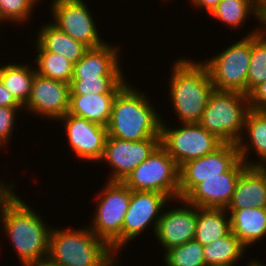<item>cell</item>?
<instances>
[{
    "label": "cell",
    "instance_id": "6da1fadb",
    "mask_svg": "<svg viewBox=\"0 0 266 266\" xmlns=\"http://www.w3.org/2000/svg\"><path fill=\"white\" fill-rule=\"evenodd\" d=\"M25 202L18 196L0 219L2 231L17 252L21 266L47 260L53 227Z\"/></svg>",
    "mask_w": 266,
    "mask_h": 266
},
{
    "label": "cell",
    "instance_id": "7a4b0ae2",
    "mask_svg": "<svg viewBox=\"0 0 266 266\" xmlns=\"http://www.w3.org/2000/svg\"><path fill=\"white\" fill-rule=\"evenodd\" d=\"M129 81L117 92L109 122L108 136L128 141L160 137L162 116L150 98Z\"/></svg>",
    "mask_w": 266,
    "mask_h": 266
},
{
    "label": "cell",
    "instance_id": "3957f363",
    "mask_svg": "<svg viewBox=\"0 0 266 266\" xmlns=\"http://www.w3.org/2000/svg\"><path fill=\"white\" fill-rule=\"evenodd\" d=\"M180 57L172 64L169 97L180 123H199L215 90L202 61Z\"/></svg>",
    "mask_w": 266,
    "mask_h": 266
},
{
    "label": "cell",
    "instance_id": "277c9868",
    "mask_svg": "<svg viewBox=\"0 0 266 266\" xmlns=\"http://www.w3.org/2000/svg\"><path fill=\"white\" fill-rule=\"evenodd\" d=\"M117 256L88 225L51 229L47 260L55 266H118Z\"/></svg>",
    "mask_w": 266,
    "mask_h": 266
},
{
    "label": "cell",
    "instance_id": "5b68a950",
    "mask_svg": "<svg viewBox=\"0 0 266 266\" xmlns=\"http://www.w3.org/2000/svg\"><path fill=\"white\" fill-rule=\"evenodd\" d=\"M104 184L96 194L98 203L88 227L118 255L122 252V226L132 190L121 181Z\"/></svg>",
    "mask_w": 266,
    "mask_h": 266
},
{
    "label": "cell",
    "instance_id": "8992f818",
    "mask_svg": "<svg viewBox=\"0 0 266 266\" xmlns=\"http://www.w3.org/2000/svg\"><path fill=\"white\" fill-rule=\"evenodd\" d=\"M250 110L248 95L214 90L199 124L224 143L237 144Z\"/></svg>",
    "mask_w": 266,
    "mask_h": 266
},
{
    "label": "cell",
    "instance_id": "52a82bcc",
    "mask_svg": "<svg viewBox=\"0 0 266 266\" xmlns=\"http://www.w3.org/2000/svg\"><path fill=\"white\" fill-rule=\"evenodd\" d=\"M260 31H249L244 37L209 59L203 60L216 91L240 92L247 95V77L251 60V35Z\"/></svg>",
    "mask_w": 266,
    "mask_h": 266
},
{
    "label": "cell",
    "instance_id": "ba28073f",
    "mask_svg": "<svg viewBox=\"0 0 266 266\" xmlns=\"http://www.w3.org/2000/svg\"><path fill=\"white\" fill-rule=\"evenodd\" d=\"M122 182L131 190L160 192L170 200L179 198V167L161 145Z\"/></svg>",
    "mask_w": 266,
    "mask_h": 266
},
{
    "label": "cell",
    "instance_id": "9c48e42d",
    "mask_svg": "<svg viewBox=\"0 0 266 266\" xmlns=\"http://www.w3.org/2000/svg\"><path fill=\"white\" fill-rule=\"evenodd\" d=\"M161 121L160 145L180 167L187 161L215 152L224 142L208 132L199 123H180L178 128H169ZM181 125V126H180Z\"/></svg>",
    "mask_w": 266,
    "mask_h": 266
},
{
    "label": "cell",
    "instance_id": "30bf717a",
    "mask_svg": "<svg viewBox=\"0 0 266 266\" xmlns=\"http://www.w3.org/2000/svg\"><path fill=\"white\" fill-rule=\"evenodd\" d=\"M49 8L53 19L51 23L74 40L88 48L105 43L99 36L98 24L92 16L93 13L84 0H51Z\"/></svg>",
    "mask_w": 266,
    "mask_h": 266
},
{
    "label": "cell",
    "instance_id": "8fae6325",
    "mask_svg": "<svg viewBox=\"0 0 266 266\" xmlns=\"http://www.w3.org/2000/svg\"><path fill=\"white\" fill-rule=\"evenodd\" d=\"M172 202L175 203V199L170 200L160 192L132 190L129 208L122 226V249L131 240L140 237L146 228L152 227L155 235L164 207Z\"/></svg>",
    "mask_w": 266,
    "mask_h": 266
},
{
    "label": "cell",
    "instance_id": "7c38bea8",
    "mask_svg": "<svg viewBox=\"0 0 266 266\" xmlns=\"http://www.w3.org/2000/svg\"><path fill=\"white\" fill-rule=\"evenodd\" d=\"M160 145V137L141 141H128L107 136L100 163H106L112 171L107 181H123L135 167L147 159ZM111 173V175H110Z\"/></svg>",
    "mask_w": 266,
    "mask_h": 266
},
{
    "label": "cell",
    "instance_id": "4fadbf2b",
    "mask_svg": "<svg viewBox=\"0 0 266 266\" xmlns=\"http://www.w3.org/2000/svg\"><path fill=\"white\" fill-rule=\"evenodd\" d=\"M239 160L237 144L224 143L213 153L185 162L179 167V198L205 178L228 172Z\"/></svg>",
    "mask_w": 266,
    "mask_h": 266
},
{
    "label": "cell",
    "instance_id": "5bb4252c",
    "mask_svg": "<svg viewBox=\"0 0 266 266\" xmlns=\"http://www.w3.org/2000/svg\"><path fill=\"white\" fill-rule=\"evenodd\" d=\"M58 121L63 122L67 144L70 146L69 149L72 148L78 160L98 163L102 159L108 136L106 126L69 113L56 122Z\"/></svg>",
    "mask_w": 266,
    "mask_h": 266
},
{
    "label": "cell",
    "instance_id": "9a60e30c",
    "mask_svg": "<svg viewBox=\"0 0 266 266\" xmlns=\"http://www.w3.org/2000/svg\"><path fill=\"white\" fill-rule=\"evenodd\" d=\"M69 100L70 84L36 73L30 98L23 106V110L34 116L41 115V119L57 121L68 113Z\"/></svg>",
    "mask_w": 266,
    "mask_h": 266
},
{
    "label": "cell",
    "instance_id": "2e32d148",
    "mask_svg": "<svg viewBox=\"0 0 266 266\" xmlns=\"http://www.w3.org/2000/svg\"><path fill=\"white\" fill-rule=\"evenodd\" d=\"M175 201L182 203L181 207H164L154 235L164 252L193 240L196 234L198 207L183 198Z\"/></svg>",
    "mask_w": 266,
    "mask_h": 266
},
{
    "label": "cell",
    "instance_id": "e0dca14e",
    "mask_svg": "<svg viewBox=\"0 0 266 266\" xmlns=\"http://www.w3.org/2000/svg\"><path fill=\"white\" fill-rule=\"evenodd\" d=\"M247 167L240 159L228 172L205 178L183 199L197 207L226 209L232 199L237 179Z\"/></svg>",
    "mask_w": 266,
    "mask_h": 266
},
{
    "label": "cell",
    "instance_id": "ac0fdd59",
    "mask_svg": "<svg viewBox=\"0 0 266 266\" xmlns=\"http://www.w3.org/2000/svg\"><path fill=\"white\" fill-rule=\"evenodd\" d=\"M120 53L118 45L109 44V41L101 46L88 48L82 58L74 64V73L71 80L99 76H125L123 74L124 69L120 65Z\"/></svg>",
    "mask_w": 266,
    "mask_h": 266
},
{
    "label": "cell",
    "instance_id": "d6986e66",
    "mask_svg": "<svg viewBox=\"0 0 266 266\" xmlns=\"http://www.w3.org/2000/svg\"><path fill=\"white\" fill-rule=\"evenodd\" d=\"M237 148L240 159L248 167L266 168V110H249L245 119L243 135L237 142ZM251 150L252 153L255 151L254 154L258 156V162L255 159L248 161Z\"/></svg>",
    "mask_w": 266,
    "mask_h": 266
},
{
    "label": "cell",
    "instance_id": "ffe728a7",
    "mask_svg": "<svg viewBox=\"0 0 266 266\" xmlns=\"http://www.w3.org/2000/svg\"><path fill=\"white\" fill-rule=\"evenodd\" d=\"M266 207V168L247 167L237 179L226 209Z\"/></svg>",
    "mask_w": 266,
    "mask_h": 266
},
{
    "label": "cell",
    "instance_id": "44dd1931",
    "mask_svg": "<svg viewBox=\"0 0 266 266\" xmlns=\"http://www.w3.org/2000/svg\"><path fill=\"white\" fill-rule=\"evenodd\" d=\"M225 210L230 215L232 233L246 248L266 237V207Z\"/></svg>",
    "mask_w": 266,
    "mask_h": 266
},
{
    "label": "cell",
    "instance_id": "7402d4cb",
    "mask_svg": "<svg viewBox=\"0 0 266 266\" xmlns=\"http://www.w3.org/2000/svg\"><path fill=\"white\" fill-rule=\"evenodd\" d=\"M41 26V29H38L39 32L36 33L37 39L34 40L36 51H48L60 54L75 64L88 49L86 45L74 40L51 22Z\"/></svg>",
    "mask_w": 266,
    "mask_h": 266
},
{
    "label": "cell",
    "instance_id": "603a6c76",
    "mask_svg": "<svg viewBox=\"0 0 266 266\" xmlns=\"http://www.w3.org/2000/svg\"><path fill=\"white\" fill-rule=\"evenodd\" d=\"M116 94L70 95L68 113L107 126Z\"/></svg>",
    "mask_w": 266,
    "mask_h": 266
},
{
    "label": "cell",
    "instance_id": "cb8c5ba5",
    "mask_svg": "<svg viewBox=\"0 0 266 266\" xmlns=\"http://www.w3.org/2000/svg\"><path fill=\"white\" fill-rule=\"evenodd\" d=\"M231 231L230 215L225 209L198 207L195 240L206 246Z\"/></svg>",
    "mask_w": 266,
    "mask_h": 266
},
{
    "label": "cell",
    "instance_id": "d4e9b609",
    "mask_svg": "<svg viewBox=\"0 0 266 266\" xmlns=\"http://www.w3.org/2000/svg\"><path fill=\"white\" fill-rule=\"evenodd\" d=\"M14 62L0 66V78L5 88L24 106L30 98L36 71L33 65Z\"/></svg>",
    "mask_w": 266,
    "mask_h": 266
},
{
    "label": "cell",
    "instance_id": "484cf974",
    "mask_svg": "<svg viewBox=\"0 0 266 266\" xmlns=\"http://www.w3.org/2000/svg\"><path fill=\"white\" fill-rule=\"evenodd\" d=\"M246 247L230 231L209 245L203 246L206 266H235L245 256Z\"/></svg>",
    "mask_w": 266,
    "mask_h": 266
},
{
    "label": "cell",
    "instance_id": "4316f807",
    "mask_svg": "<svg viewBox=\"0 0 266 266\" xmlns=\"http://www.w3.org/2000/svg\"><path fill=\"white\" fill-rule=\"evenodd\" d=\"M250 15L260 24L259 8L252 0H221L210 13L211 17L234 31L244 26Z\"/></svg>",
    "mask_w": 266,
    "mask_h": 266
},
{
    "label": "cell",
    "instance_id": "83f0119b",
    "mask_svg": "<svg viewBox=\"0 0 266 266\" xmlns=\"http://www.w3.org/2000/svg\"><path fill=\"white\" fill-rule=\"evenodd\" d=\"M34 62L37 74L70 84L74 64L64 56L48 51H37Z\"/></svg>",
    "mask_w": 266,
    "mask_h": 266
},
{
    "label": "cell",
    "instance_id": "f1b7e54d",
    "mask_svg": "<svg viewBox=\"0 0 266 266\" xmlns=\"http://www.w3.org/2000/svg\"><path fill=\"white\" fill-rule=\"evenodd\" d=\"M125 76H99L96 78H83L71 80L70 95L88 94H117L128 82Z\"/></svg>",
    "mask_w": 266,
    "mask_h": 266
},
{
    "label": "cell",
    "instance_id": "f546056e",
    "mask_svg": "<svg viewBox=\"0 0 266 266\" xmlns=\"http://www.w3.org/2000/svg\"><path fill=\"white\" fill-rule=\"evenodd\" d=\"M266 80V36L259 31L251 35V60L247 77V95Z\"/></svg>",
    "mask_w": 266,
    "mask_h": 266
},
{
    "label": "cell",
    "instance_id": "4dcf8cb0",
    "mask_svg": "<svg viewBox=\"0 0 266 266\" xmlns=\"http://www.w3.org/2000/svg\"><path fill=\"white\" fill-rule=\"evenodd\" d=\"M163 258L165 266H206L203 245L195 239L170 248Z\"/></svg>",
    "mask_w": 266,
    "mask_h": 266
},
{
    "label": "cell",
    "instance_id": "1f68e13d",
    "mask_svg": "<svg viewBox=\"0 0 266 266\" xmlns=\"http://www.w3.org/2000/svg\"><path fill=\"white\" fill-rule=\"evenodd\" d=\"M36 7L29 0H0V23L24 24Z\"/></svg>",
    "mask_w": 266,
    "mask_h": 266
},
{
    "label": "cell",
    "instance_id": "d6a6232c",
    "mask_svg": "<svg viewBox=\"0 0 266 266\" xmlns=\"http://www.w3.org/2000/svg\"><path fill=\"white\" fill-rule=\"evenodd\" d=\"M23 107H0V149L5 148L11 141V136L16 126V117Z\"/></svg>",
    "mask_w": 266,
    "mask_h": 266
},
{
    "label": "cell",
    "instance_id": "836d02e7",
    "mask_svg": "<svg viewBox=\"0 0 266 266\" xmlns=\"http://www.w3.org/2000/svg\"><path fill=\"white\" fill-rule=\"evenodd\" d=\"M8 183L3 179L0 180V219L5 213L6 208L18 197L15 193L14 186L16 189L15 183Z\"/></svg>",
    "mask_w": 266,
    "mask_h": 266
},
{
    "label": "cell",
    "instance_id": "e575fe53",
    "mask_svg": "<svg viewBox=\"0 0 266 266\" xmlns=\"http://www.w3.org/2000/svg\"><path fill=\"white\" fill-rule=\"evenodd\" d=\"M249 106L252 110H266V80L257 85L249 94Z\"/></svg>",
    "mask_w": 266,
    "mask_h": 266
},
{
    "label": "cell",
    "instance_id": "d590c367",
    "mask_svg": "<svg viewBox=\"0 0 266 266\" xmlns=\"http://www.w3.org/2000/svg\"><path fill=\"white\" fill-rule=\"evenodd\" d=\"M23 107L2 83L0 78V107Z\"/></svg>",
    "mask_w": 266,
    "mask_h": 266
},
{
    "label": "cell",
    "instance_id": "8d00e7d4",
    "mask_svg": "<svg viewBox=\"0 0 266 266\" xmlns=\"http://www.w3.org/2000/svg\"><path fill=\"white\" fill-rule=\"evenodd\" d=\"M192 7H196L199 9H205L206 14L210 15V13L217 7L221 0H189Z\"/></svg>",
    "mask_w": 266,
    "mask_h": 266
},
{
    "label": "cell",
    "instance_id": "74e56055",
    "mask_svg": "<svg viewBox=\"0 0 266 266\" xmlns=\"http://www.w3.org/2000/svg\"><path fill=\"white\" fill-rule=\"evenodd\" d=\"M260 12V31L266 36V6H258Z\"/></svg>",
    "mask_w": 266,
    "mask_h": 266
},
{
    "label": "cell",
    "instance_id": "f35d334b",
    "mask_svg": "<svg viewBox=\"0 0 266 266\" xmlns=\"http://www.w3.org/2000/svg\"><path fill=\"white\" fill-rule=\"evenodd\" d=\"M265 264V262L263 263H261V261L260 260H257V258L255 259L254 257H253V260H251L250 259V261L247 263V265L246 266H266V264Z\"/></svg>",
    "mask_w": 266,
    "mask_h": 266
},
{
    "label": "cell",
    "instance_id": "ab89813d",
    "mask_svg": "<svg viewBox=\"0 0 266 266\" xmlns=\"http://www.w3.org/2000/svg\"><path fill=\"white\" fill-rule=\"evenodd\" d=\"M27 266H55V265L50 263L48 260H45V261H40V262H36V263H31Z\"/></svg>",
    "mask_w": 266,
    "mask_h": 266
},
{
    "label": "cell",
    "instance_id": "60d3db41",
    "mask_svg": "<svg viewBox=\"0 0 266 266\" xmlns=\"http://www.w3.org/2000/svg\"><path fill=\"white\" fill-rule=\"evenodd\" d=\"M257 6H259L264 0H252Z\"/></svg>",
    "mask_w": 266,
    "mask_h": 266
},
{
    "label": "cell",
    "instance_id": "b9f144b4",
    "mask_svg": "<svg viewBox=\"0 0 266 266\" xmlns=\"http://www.w3.org/2000/svg\"><path fill=\"white\" fill-rule=\"evenodd\" d=\"M34 6L37 5V3L39 4V1L41 0H29Z\"/></svg>",
    "mask_w": 266,
    "mask_h": 266
},
{
    "label": "cell",
    "instance_id": "7bdbcfd3",
    "mask_svg": "<svg viewBox=\"0 0 266 266\" xmlns=\"http://www.w3.org/2000/svg\"><path fill=\"white\" fill-rule=\"evenodd\" d=\"M259 6H266V0H264Z\"/></svg>",
    "mask_w": 266,
    "mask_h": 266
}]
</instances>
